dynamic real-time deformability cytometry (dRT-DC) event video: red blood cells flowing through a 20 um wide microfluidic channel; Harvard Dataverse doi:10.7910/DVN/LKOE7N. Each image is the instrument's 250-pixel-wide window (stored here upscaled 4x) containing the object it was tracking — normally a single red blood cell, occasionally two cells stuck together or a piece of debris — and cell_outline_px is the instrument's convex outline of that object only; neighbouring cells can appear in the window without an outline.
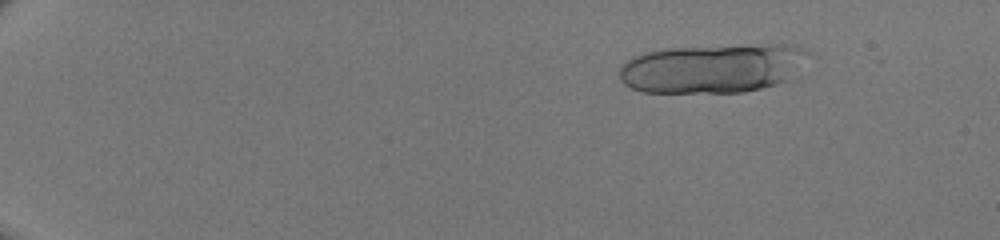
{"species": "human", "species_latin": "Homo sapiens", "temperature_condition": "room temperature", "stored_images_in_passage": 24, "camera_frame_rate_fps": 3000, "um_per_image_px": 0.085, "donor": {"sex": "male"}, "frame": {"image": 1, "passage_image": 8, "time_ms": 2.333, "image_size_px": [1000, 240], "cell_outline_px": [[812, 52], [784, 80], [776, 84], [744, 92], [644, 92], [632, 88], [624, 84], [620, 80], [616, 72], [620, 64], [632, 56], [648, 52], [668, 48], [772, 44], [784, 44], [804, 48]], "centroid_in_image_um": [60.47, 5.8], "position_along_channel_um": 24.5, "area_um2": 53.7}}
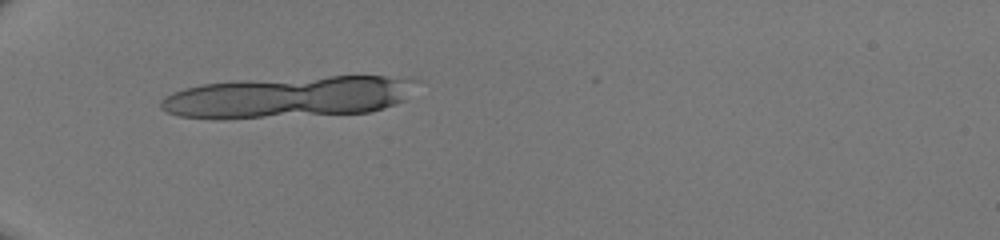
{"frame": {"image": 2, "passage_image": 19, "time_ms": 6.0, "image_size_px": [1000, 240], "cell_outline_px": [[420, 80], [404, 100], [396, 104], [368, 112], [224, 120], [212, 120], [180, 116], [168, 112], [160, 108], [160, 100], [164, 96], [172, 92], [184, 88], [200, 84], [240, 80], [328, 76], [412, 76]], "centroid_in_image_um": [24.49, 8.24], "position_along_channel_um": 60.5, "area_um2": 62.83}}